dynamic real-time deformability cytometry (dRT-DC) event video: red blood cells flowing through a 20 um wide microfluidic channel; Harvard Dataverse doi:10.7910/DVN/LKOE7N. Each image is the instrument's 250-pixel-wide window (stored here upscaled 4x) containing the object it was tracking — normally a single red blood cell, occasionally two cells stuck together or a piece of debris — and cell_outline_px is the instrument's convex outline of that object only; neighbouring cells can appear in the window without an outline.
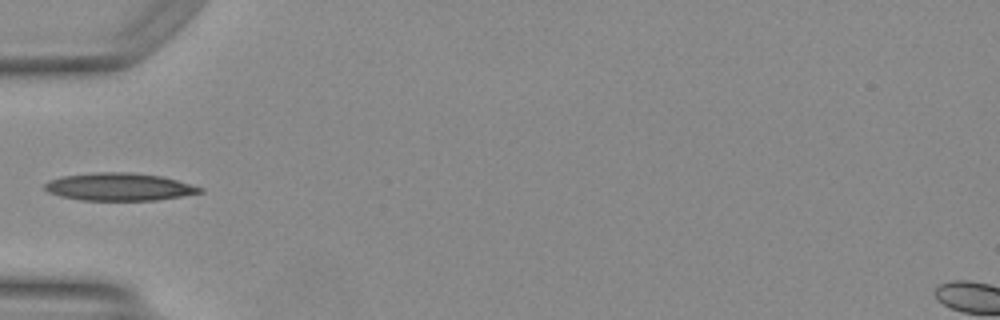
{"species": "Egyptian fruit bat (a non-hibernating species)", "species_latin": "Rousettus aegyptiacus", "temperature_condition": "warm", "stored_images_in_passage": 23, "camera_frame_rate_fps": 3000, "um_per_image_px": 0.085, "animal": {"sex": "female"}, "frame": {"image": 1, "passage_image": 1, "time_ms": 0.0, "image_size_px": [1000, 320], "cell_outline_px": [[204, 192], [156, 200], [80, 200], [60, 196], [48, 192], [44, 188], [44, 184], [48, 180], [60, 176], [92, 172], [128, 172], [160, 176], [176, 180], [204, 188]], "centroid_in_image_um": [10.08, 15.87], "position_along_channel_um": 74.9, "area_um2": 25.03}}
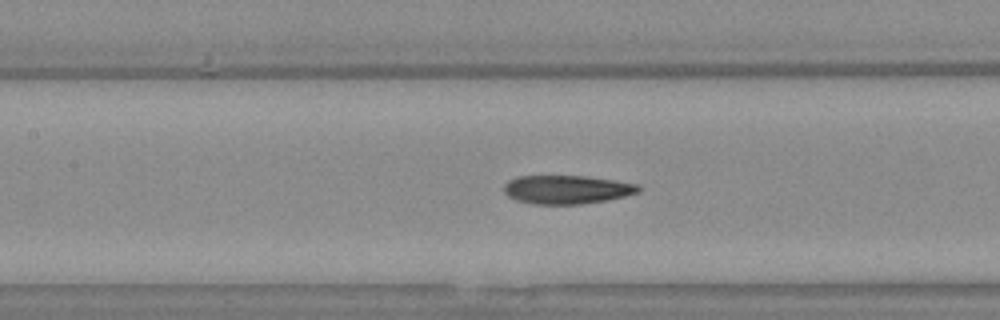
{"frame": {"image": 2, "passage_image": 7, "time_ms": 2.0, "image_size_px": [1000, 320], "cell_outline_px": [[640, 192], [608, 200], [584, 204], [528, 204], [516, 200], [508, 196], [504, 192], [504, 184], [508, 180], [516, 176], [584, 176], [640, 184]], "centroid_in_image_um": [48.16, 16.12], "position_along_channel_um": 159.2, "area_um2": 22.6}}
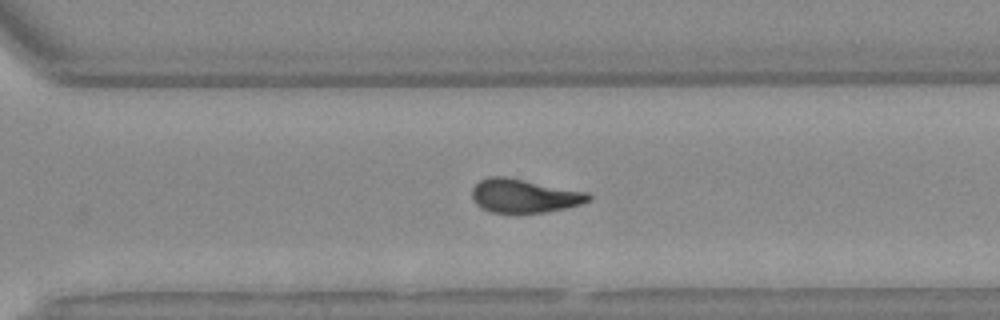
{"frame": {"image": 3, "passage_image": 19, "time_ms": 6.0, "image_size_px": [1000, 320], "cell_outline_px": [[592, 200], [568, 208], [544, 212], [516, 216], [488, 212], [480, 208], [472, 200], [472, 188], [480, 180], [488, 176], [504, 176], [588, 192], [592, 196]], "centroid_in_image_um": [44.52, 16.69], "position_along_channel_um": 326.1, "area_um2": 23.76}, "authors_computed_cell_mechanics": {"area_um2": 22.8888, "velocity_mm_per_s": 4.1895, "shape_relaxation_time_tau1_ms": null, "shape_relaxation_time_tau2_ms": 2.7084, "deformation_change_tau1": null, "deformation_change_tau2": 0.1058}}